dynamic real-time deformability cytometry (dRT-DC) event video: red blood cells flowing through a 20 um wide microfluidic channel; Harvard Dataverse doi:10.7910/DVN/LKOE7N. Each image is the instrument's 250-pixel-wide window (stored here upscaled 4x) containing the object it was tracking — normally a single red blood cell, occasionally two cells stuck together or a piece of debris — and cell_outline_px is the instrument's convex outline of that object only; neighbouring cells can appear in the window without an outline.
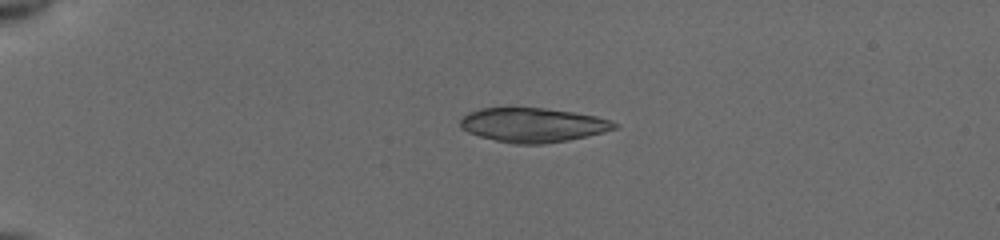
{"species": "common noctule bat (a hibernating species)", "species_latin": "Nyctalus noctula", "temperature_condition": "cold", "stored_images_in_passage": 41, "camera_frame_rate_fps": 3000, "um_per_image_px": 0.085, "animal": {"sex": "female", "body_mass_g": 19.5, "forearm_length_mm": 54.1}, "frame": {"image": 1, "passage_image": 1, "time_ms": 0.0, "image_size_px": [1000, 240], "cell_outline_px": [[620, 124], [616, 128], [604, 132], [568, 140], [540, 144], [516, 144], [496, 140], [480, 136], [468, 132], [460, 128], [460, 120], [468, 112], [480, 108], [544, 108], [572, 112], [596, 116]], "centroid_in_image_um": [45.28, 10.62], "position_along_channel_um": 39.7, "area_um2": 30.58}}